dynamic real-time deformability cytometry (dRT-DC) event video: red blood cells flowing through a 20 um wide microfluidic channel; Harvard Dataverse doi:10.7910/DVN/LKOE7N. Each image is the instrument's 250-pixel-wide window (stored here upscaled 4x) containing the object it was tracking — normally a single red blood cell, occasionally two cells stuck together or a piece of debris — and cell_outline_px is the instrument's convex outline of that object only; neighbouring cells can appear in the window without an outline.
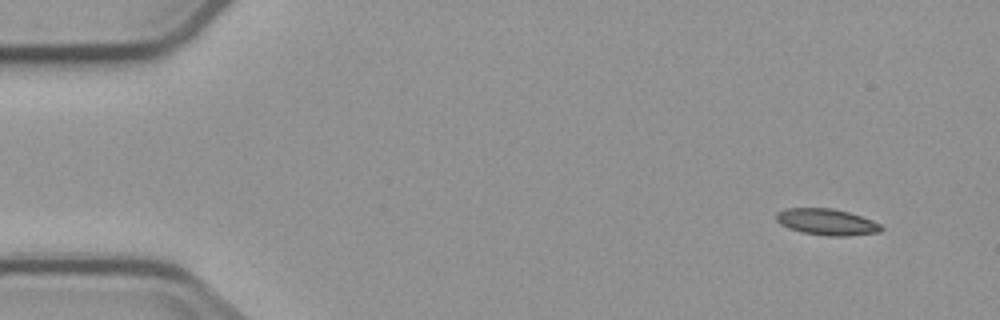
{"species": "common noctule bat (a hibernating species)", "species_latin": "Nyctalus noctula", "temperature_condition": "cold", "stored_images_in_passage": 5, "camera_frame_rate_fps": 3000, "um_per_image_px": 0.085, "animal": {"sex": "male", "body_mass_g": 23.1, "forearm_length_mm": 52.7}, "frame": {"image": 1, "passage_image": 1, "time_ms": 0.0, "image_size_px": [1000, 320], "cell_outline_px": [[884, 228], [880, 232], [848, 236], [828, 236], [804, 232], [788, 228], [780, 224], [776, 220], [776, 212], [784, 208], [832, 208], [848, 212], [872, 220], [880, 224]], "centroid_in_image_um": [70.26, 18.86], "position_along_channel_um": 14.7, "area_um2": 16.13}}
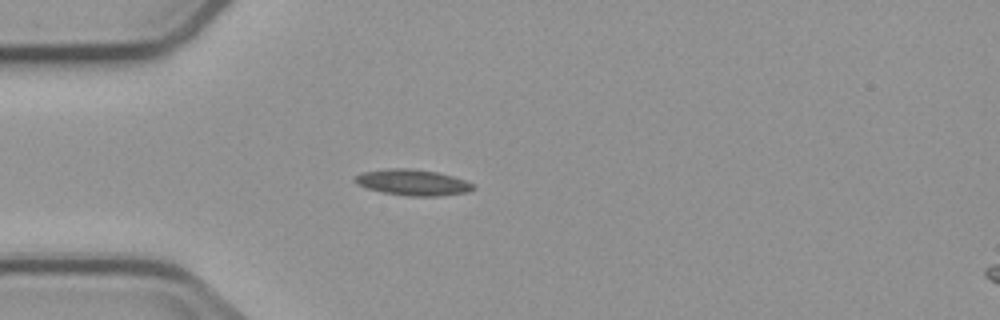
{"frame": {"image": 2, "passage_image": 4, "time_ms": 3.667, "image_size_px": [1000, 320], "cell_outline_px": [[476, 188], [468, 192], [440, 196], [408, 196], [384, 192], [368, 188], [356, 184], [352, 180], [360, 172], [392, 168], [408, 168], [436, 172], [452, 176], [476, 184]], "centroid_in_image_um": [35.09, 15.51], "position_along_channel_um": 49.9, "area_um2": 17.92}}